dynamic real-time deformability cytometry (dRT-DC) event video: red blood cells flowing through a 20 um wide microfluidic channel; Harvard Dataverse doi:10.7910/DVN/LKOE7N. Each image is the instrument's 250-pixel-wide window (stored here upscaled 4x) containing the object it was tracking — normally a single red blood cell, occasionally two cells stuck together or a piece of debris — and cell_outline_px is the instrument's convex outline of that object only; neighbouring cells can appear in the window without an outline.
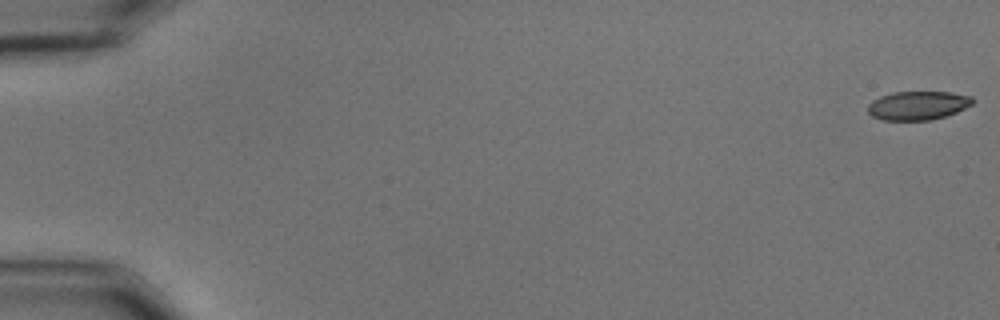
{"species": "common noctule bat (a hibernating species)", "species_latin": "Nyctalus noctula", "temperature_condition": "cold", "stored_images_in_passage": 56, "camera_frame_rate_fps": 3000, "um_per_image_px": 0.085, "animal": {"sex": "male", "body_mass_g": 15.6}, "frame": {"image": 1, "passage_image": 1, "time_ms": 0.0, "image_size_px": [1000, 320], "cell_outline_px": [[976, 100], [972, 104], [956, 112], [932, 120], [884, 120], [872, 116], [868, 112], [868, 104], [872, 100], [880, 96], [892, 92], [952, 92], [972, 96]], "centroid_in_image_um": [78.03, 8.96], "position_along_channel_um": 7.0, "area_um2": 17.63}}
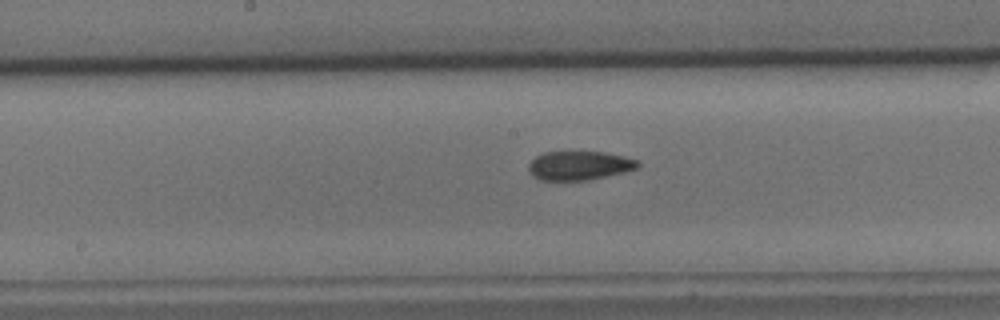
{"frame": {"image": 2, "passage_image": 30, "time_ms": 9.667, "image_size_px": [1000, 320], "cell_outline_px": [[640, 164], [636, 168], [624, 172], [588, 180], [540, 180], [532, 176], [528, 168], [528, 164], [536, 156], [544, 152], [604, 152], [624, 156], [636, 160]], "centroid_in_image_um": [49.21, 14.07], "position_along_channel_um": 199.0, "area_um2": 18.32}}
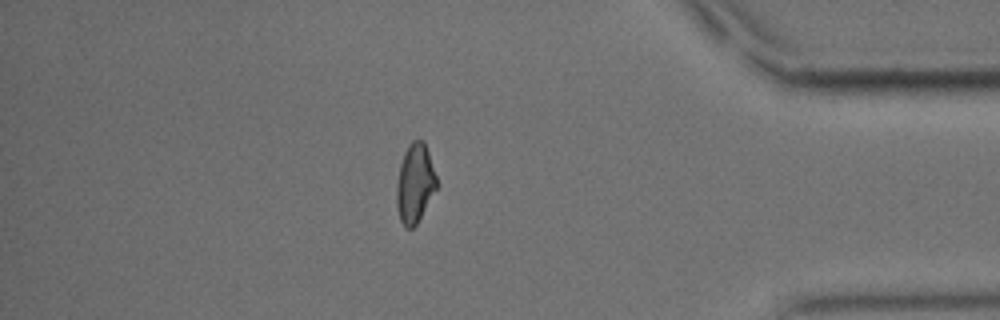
{"frame": {"image": 3, "passage_image": 49, "time_ms": 16.0, "image_size_px": [1000, 320], "cell_outline_px": [[436, 188], [416, 224], [412, 228], [408, 228], [400, 220], [396, 204], [396, 184], [400, 164], [404, 152], [412, 140], [424, 140], [436, 176]], "centroid_in_image_um": [35.24, 15.56], "position_along_channel_um": 400.0, "area_um2": 18.09}, "authors_computed_cell_mechanics": {"area_um2": 18.785, "velocity_mm_per_s": 3.6451, "shape_relaxation_time_tau1_ms": 7.704, "shape_relaxation_time_tau2_ms": 2.7381, "deformation_change_tau1": 0.1534, "deformation_change_tau2": 0.0767}}